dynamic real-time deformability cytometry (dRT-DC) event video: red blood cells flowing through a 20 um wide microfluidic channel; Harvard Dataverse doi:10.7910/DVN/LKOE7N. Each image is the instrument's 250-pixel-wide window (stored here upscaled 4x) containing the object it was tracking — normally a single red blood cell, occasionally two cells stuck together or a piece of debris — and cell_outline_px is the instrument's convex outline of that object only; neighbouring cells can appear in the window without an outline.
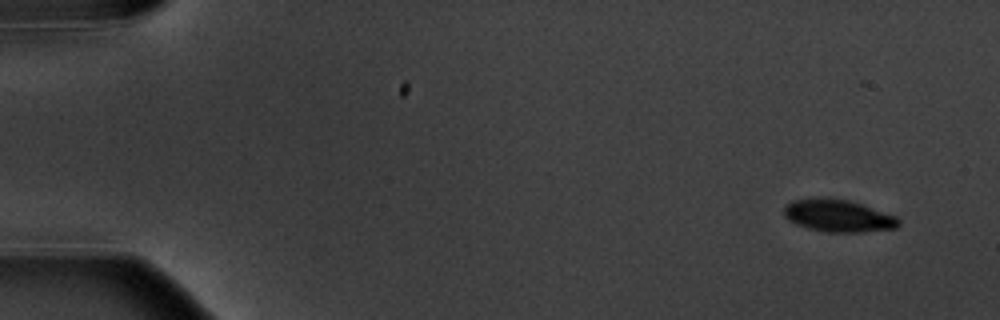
{"species": "common noctule bat (a hibernating species)", "species_latin": "Nyctalus noctula", "temperature_condition": "warm", "stored_images_in_passage": 6, "camera_frame_rate_fps": 3000, "um_per_image_px": 0.085, "animal": {"sex": "male", "body_mass_g": 20.1, "forearm_length_mm": 53.5}, "frame": {"image": 1, "passage_image": 1, "time_ms": 0.0, "image_size_px": [1000, 320], "cell_outline_px": [[900, 224], [896, 228], [864, 232], [828, 232], [808, 228], [796, 224], [788, 220], [784, 216], [784, 208], [792, 200], [848, 200], [896, 216], [900, 220]], "centroid_in_image_um": [71.28, 18.39], "position_along_channel_um": 13.7, "area_um2": 20.87}}